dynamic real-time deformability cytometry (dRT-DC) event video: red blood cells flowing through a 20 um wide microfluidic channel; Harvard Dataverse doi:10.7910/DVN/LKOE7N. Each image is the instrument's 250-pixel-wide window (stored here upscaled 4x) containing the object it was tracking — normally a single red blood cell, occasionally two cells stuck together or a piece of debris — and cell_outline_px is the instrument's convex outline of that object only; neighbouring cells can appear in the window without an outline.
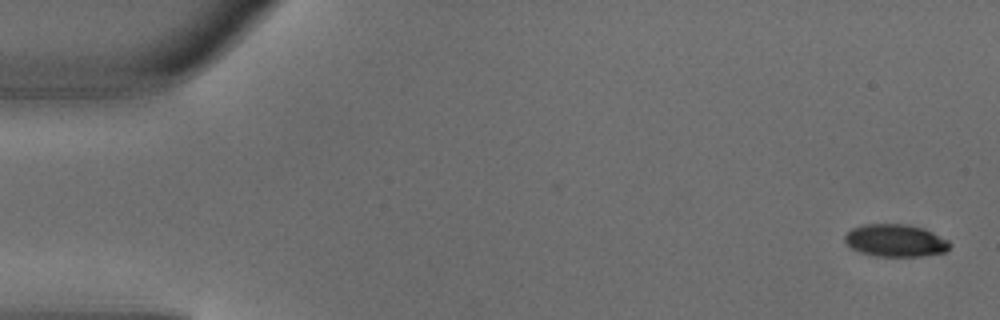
{"species": "common noctule bat (a hibernating species)", "species_latin": "Nyctalus noctula", "temperature_condition": "warm", "stored_images_in_passage": 4, "camera_frame_rate_fps": 3000, "um_per_image_px": 0.085, "animal": {"sex": "male", "body_mass_g": 18.8}, "frame": {"image": 1, "passage_image": 1, "time_ms": 0.0, "image_size_px": [1000, 320], "cell_outline_px": [[952, 244], [944, 252], [920, 256], [876, 256], [860, 252], [852, 248], [844, 240], [844, 236], [852, 228], [864, 224], [908, 224], [924, 228], [948, 240]], "centroid_in_image_um": [76.11, 20.43], "position_along_channel_um": 8.9, "area_um2": 19.77}}